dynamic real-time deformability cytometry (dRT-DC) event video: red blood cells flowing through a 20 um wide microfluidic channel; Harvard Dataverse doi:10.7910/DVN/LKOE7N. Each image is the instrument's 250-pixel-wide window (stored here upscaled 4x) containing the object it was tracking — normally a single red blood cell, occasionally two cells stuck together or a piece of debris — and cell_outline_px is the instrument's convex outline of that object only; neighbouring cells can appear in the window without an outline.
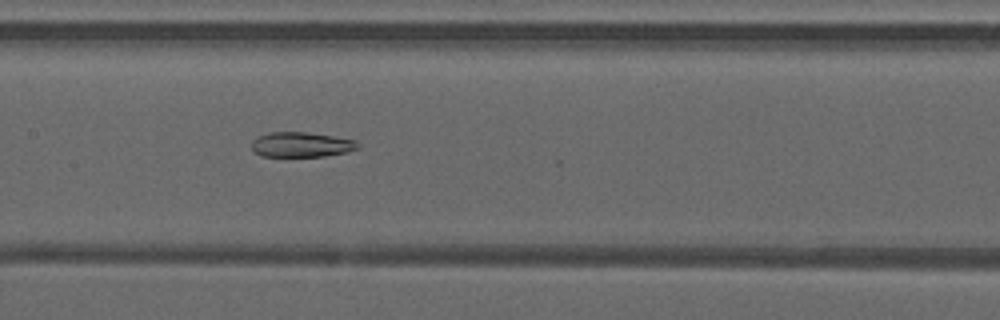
{"species": "common noctule bat (a hibernating species)", "species_latin": "Nyctalus noctula", "temperature_condition": "warm", "stored_images_in_passage": 49, "segment_of_instrument_passage": [2, 2], "camera_frame_rate_fps": 3000, "um_per_image_px": 0.085, "animal": {"sex": "male", "forearm_length_mm": 52.5}, "frame": {"image": 1, "passage_image": 25, "time_ms": 8.0, "image_size_px": [1000, 320], "cell_outline_px": [[360, 148], [348, 152], [324, 156], [260, 156], [252, 148], [252, 140], [256, 136], [272, 132], [304, 132], [332, 136], [356, 140], [360, 144]], "centroid_in_image_um": [25.63, 12.29], "position_along_channel_um": 181.8, "area_um2": 15.49}}
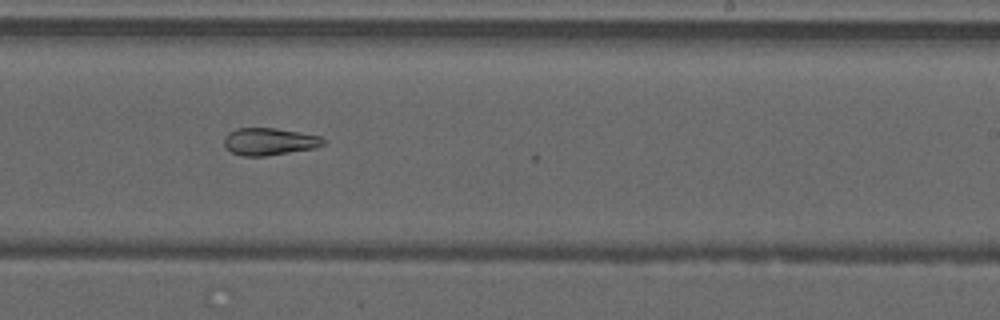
{"frame": {"image": 2, "passage_image": 31, "time_ms": 10.0, "image_size_px": [1000, 320], "cell_outline_px": [[324, 144], [316, 148], [264, 156], [244, 156], [232, 152], [224, 144], [224, 136], [228, 132], [236, 128], [276, 128], [320, 136], [324, 140]], "centroid_in_image_um": [22.88, 12.02], "position_along_channel_um": 266.1, "area_um2": 15.66}}
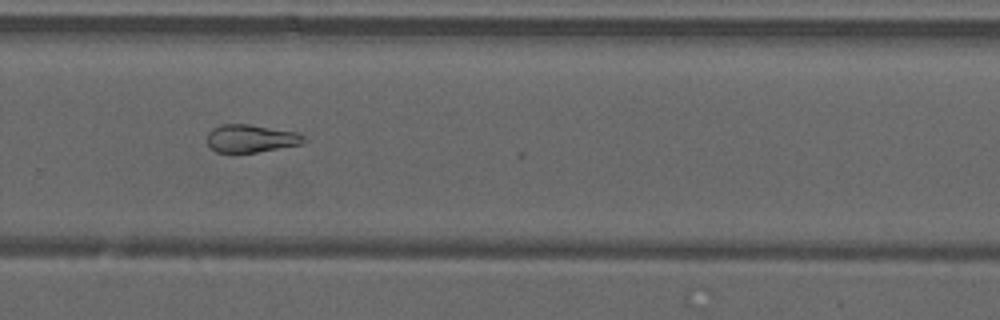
{"frame": {"image": 3, "passage_image": 34, "time_ms": 11.0, "image_size_px": [1000, 320], "cell_outline_px": [[308, 140], [300, 144], [256, 152], [216, 152], [208, 144], [208, 132], [212, 128], [220, 124], [248, 124], [300, 132]], "centroid_in_image_um": [21.35, 11.75], "position_along_channel_um": 308.4, "area_um2": 15.66}}